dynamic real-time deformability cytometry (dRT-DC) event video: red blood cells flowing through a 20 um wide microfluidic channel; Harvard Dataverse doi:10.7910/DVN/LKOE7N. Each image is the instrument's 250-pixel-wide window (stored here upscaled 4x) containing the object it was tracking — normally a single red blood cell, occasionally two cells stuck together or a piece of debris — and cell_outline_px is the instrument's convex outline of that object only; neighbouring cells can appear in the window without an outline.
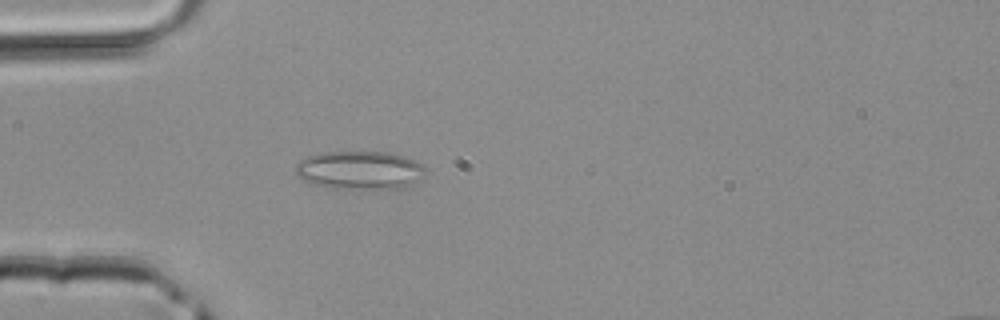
{"species": "common noctule bat (a hibernating species)", "species_latin": "Nyctalus noctula", "temperature_condition": "room temperature", "stored_images_in_passage": 33, "camera_frame_rate_fps": 3000, "um_per_image_px": 0.085, "animal": {"sex": "male", "body_mass_g": 20.4}, "frame": {"image": 1, "passage_image": 6, "time_ms": 1.667, "image_size_px": [1000, 320], "cell_outline_px": [[428, 168], [420, 180], [404, 188], [332, 188], [316, 184], [304, 180], [296, 172], [296, 164], [300, 160], [308, 156], [320, 152], [388, 152], [404, 156]], "centroid_in_image_um": [30.61, 14.46], "position_along_channel_um": 54.4, "area_um2": 28.84}}
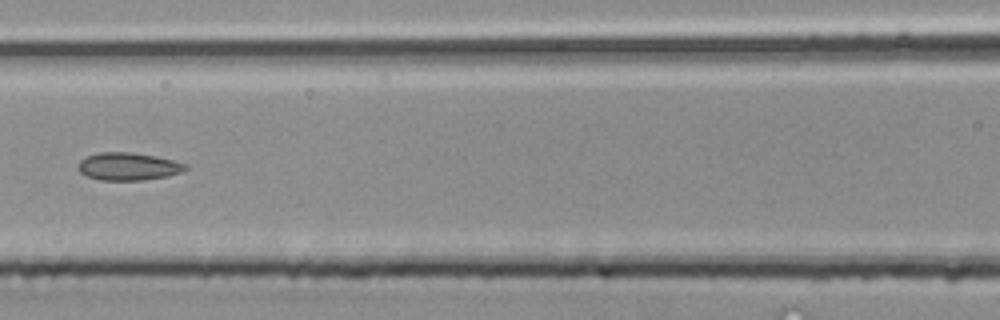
{"frame": {"image": 2, "passage_image": 13, "time_ms": 4.0, "image_size_px": [1000, 320], "cell_outline_px": [[188, 168], [180, 172], [168, 176], [144, 180], [100, 180], [88, 176], [80, 172], [76, 168], [76, 164], [84, 156], [100, 152], [132, 152], [156, 156], [188, 164]], "centroid_in_image_um": [10.87, 14.14], "position_along_channel_um": 155.7, "area_um2": 17.51}}
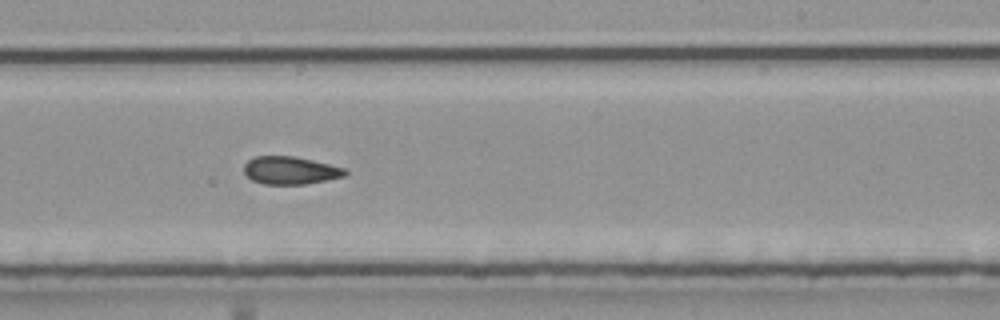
{"frame": {"image": 3, "passage_image": 20, "time_ms": 6.333, "image_size_px": [1000, 320], "cell_outline_px": [[348, 172], [344, 176], [304, 184], [264, 184], [252, 180], [244, 172], [244, 164], [248, 160], [256, 156], [292, 156], [312, 160], [344, 168]], "centroid_in_image_um": [24.64, 14.48], "position_along_channel_um": 264.4, "area_um2": 16.13}}